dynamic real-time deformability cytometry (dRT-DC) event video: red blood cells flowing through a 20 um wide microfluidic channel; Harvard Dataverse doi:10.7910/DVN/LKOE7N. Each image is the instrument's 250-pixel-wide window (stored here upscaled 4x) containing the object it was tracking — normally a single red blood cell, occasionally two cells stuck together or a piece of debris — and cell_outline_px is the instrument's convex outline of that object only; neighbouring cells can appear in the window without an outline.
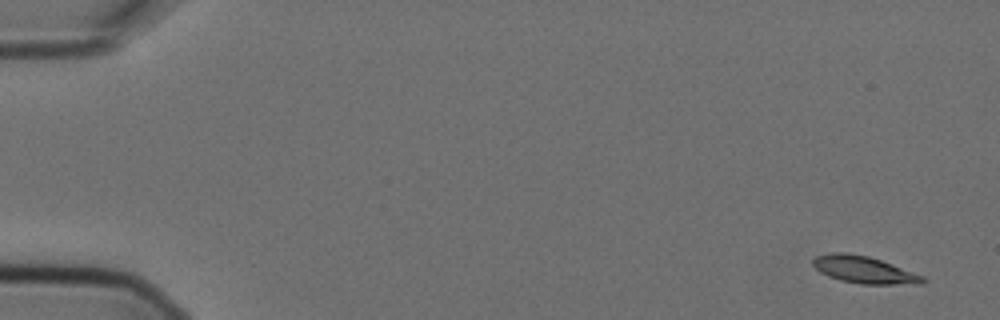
{"species": "Egyptian fruit bat (a non-hibernating species)", "species_latin": "Rousettus aegyptiacus", "temperature_condition": "cold", "stored_images_in_passage": 6, "camera_frame_rate_fps": 3000, "um_per_image_px": 0.085, "animal": {"sex": "female"}, "frame": {"image": 1, "passage_image": 1, "time_ms": 0.0, "image_size_px": [1000, 320], "cell_outline_px": [[928, 280], [924, 284], [860, 284], [840, 280], [828, 276], [820, 272], [812, 264], [812, 260], [816, 256], [832, 252], [848, 252], [868, 256], [880, 260], [924, 276]], "centroid_in_image_um": [73.45, 22.93], "position_along_channel_um": 11.6, "area_um2": 17.4}}
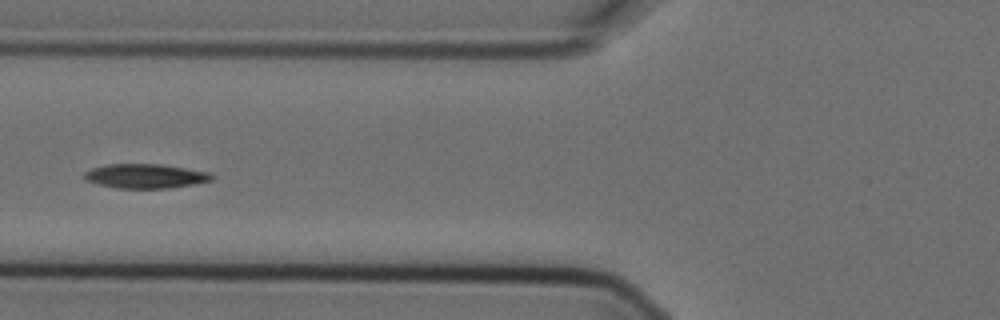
{"frame": {"image": 2, "passage_image": 6, "time_ms": 1.667, "image_size_px": [1000, 320], "cell_outline_px": [[212, 180], [192, 184], [168, 188], [116, 188], [84, 180], [84, 172], [92, 168], [108, 164], [160, 164], [208, 172], [212, 176]], "centroid_in_image_um": [12.31, 14.96], "position_along_channel_um": 113.5, "area_um2": 17.8}}